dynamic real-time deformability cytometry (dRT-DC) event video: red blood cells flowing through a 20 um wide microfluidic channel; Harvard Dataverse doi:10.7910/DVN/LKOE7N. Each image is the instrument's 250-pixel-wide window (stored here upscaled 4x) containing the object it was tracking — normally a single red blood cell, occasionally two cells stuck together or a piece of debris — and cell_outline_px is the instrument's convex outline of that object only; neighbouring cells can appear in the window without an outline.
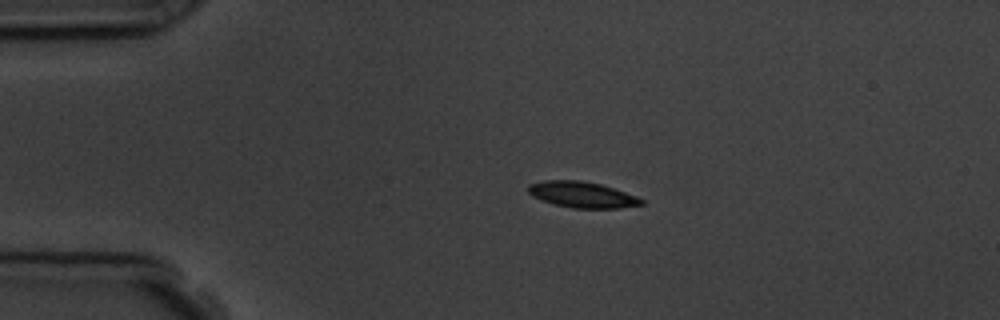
{"species": "common noctule bat (a hibernating species)", "species_latin": "Nyctalus noctula", "temperature_condition": "room temperature", "stored_images_in_passage": 5, "segment_of_instrument_passage": [1, 2], "camera_frame_rate_fps": 3000, "um_per_image_px": 0.085, "animal": {"sex": "male", "body_mass_g": 19.5, "forearm_length_mm": 54.6}, "frame": {"image": 1, "passage_image": 3, "time_ms": 2.333, "image_size_px": [1000, 320], "cell_outline_px": [[644, 204], [620, 208], [572, 208], [556, 204], [532, 196], [528, 192], [528, 184], [544, 180], [580, 180], [600, 184], [636, 196], [644, 200]], "centroid_in_image_um": [49.47, 16.54], "position_along_channel_um": 35.5, "area_um2": 16.94}}